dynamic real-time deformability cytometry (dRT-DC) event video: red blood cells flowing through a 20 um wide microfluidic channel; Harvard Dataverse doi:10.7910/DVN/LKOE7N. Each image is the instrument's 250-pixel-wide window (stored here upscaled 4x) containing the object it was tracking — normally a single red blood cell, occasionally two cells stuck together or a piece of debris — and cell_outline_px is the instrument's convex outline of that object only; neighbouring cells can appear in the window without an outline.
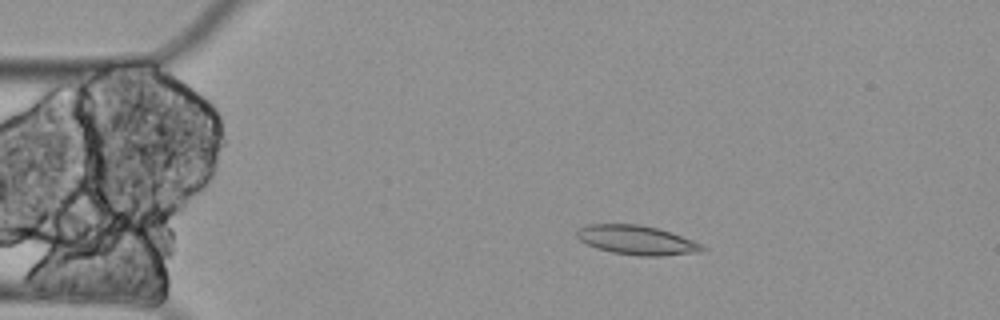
{"species": "Egyptian fruit bat (a non-hibernating species)", "species_latin": "Rousettus aegyptiacus", "temperature_condition": "cold", "stored_images_in_passage": 4, "camera_frame_rate_fps": 3000, "um_per_image_px": 0.085, "animal": {"sex": "female"}, "frame": {"image": 1, "passage_image": 3, "time_ms": 0.667, "image_size_px": [1000, 320], "cell_outline_px": [[708, 248], [700, 252], [660, 256], [636, 256], [612, 252], [588, 244], [580, 240], [576, 236], [576, 232], [580, 228], [588, 224], [640, 224], [656, 228], [692, 240]], "centroid_in_image_um": [54.13, 20.41], "position_along_channel_um": 30.9, "area_um2": 21.1}}